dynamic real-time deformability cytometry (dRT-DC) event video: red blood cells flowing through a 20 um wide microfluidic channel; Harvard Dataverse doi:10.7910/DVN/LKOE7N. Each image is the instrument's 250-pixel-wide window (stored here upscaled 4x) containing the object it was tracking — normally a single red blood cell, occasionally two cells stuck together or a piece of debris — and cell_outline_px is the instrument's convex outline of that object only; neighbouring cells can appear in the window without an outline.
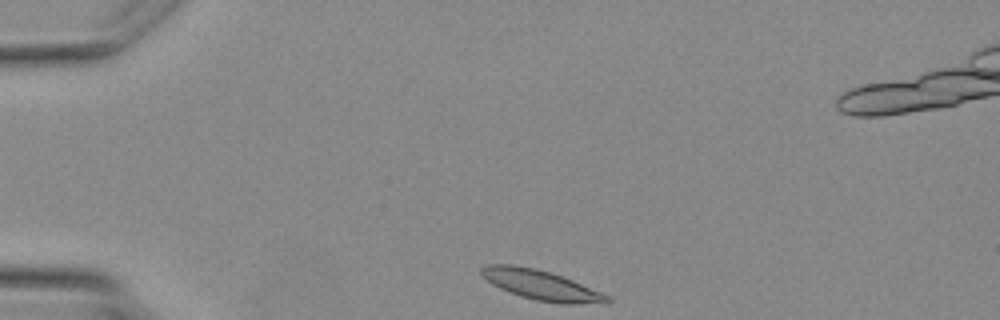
{"species": "Egyptian fruit bat (a non-hibernating species)", "species_latin": "Rousettus aegyptiacus", "temperature_condition": "warm", "stored_images_in_passage": 4, "segment_of_instrument_passage": [2, 2], "camera_frame_rate_fps": 3000, "um_per_image_px": 0.085, "animal": {"sex": "female"}, "frame": {"image": 1, "passage_image": 4, "time_ms": 3.667, "image_size_px": [1000, 320], "cell_outline_px": [[612, 300], [608, 304], [560, 304], [536, 300], [520, 296], [500, 288], [492, 284], [480, 276], [480, 268], [488, 264], [512, 264], [536, 268], [572, 280], [600, 292], [608, 296]], "centroid_in_image_um": [45.98, 24.24], "position_along_channel_um": 39.0, "area_um2": 21.96}}